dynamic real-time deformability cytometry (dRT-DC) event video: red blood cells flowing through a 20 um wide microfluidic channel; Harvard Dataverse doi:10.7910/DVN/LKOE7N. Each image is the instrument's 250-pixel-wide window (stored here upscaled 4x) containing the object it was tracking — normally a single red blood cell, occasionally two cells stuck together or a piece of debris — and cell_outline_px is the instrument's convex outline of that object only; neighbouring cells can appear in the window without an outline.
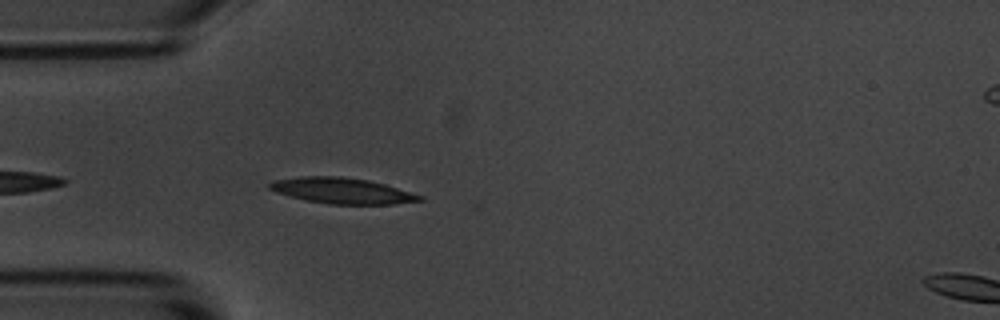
{"species": "common noctule bat (a hibernating species)", "species_latin": "Nyctalus noctula", "temperature_condition": "room temperature", "stored_images_in_passage": 6, "camera_frame_rate_fps": 3000, "um_per_image_px": 0.085, "animal": {"sex": "male", "body_mass_g": 20.1, "forearm_length_mm": 53.5}, "frame": {"image": 1, "passage_image": 5, "time_ms": 4.667, "image_size_px": [1000, 320], "cell_outline_px": [[424, 200], [392, 204], [328, 204], [304, 200], [276, 192], [268, 188], [268, 184], [272, 180], [300, 176], [340, 176], [368, 180], [384, 184], [424, 196]], "centroid_in_image_um": [29.04, 16.21], "position_along_channel_um": 56.0, "area_um2": 22.6}}